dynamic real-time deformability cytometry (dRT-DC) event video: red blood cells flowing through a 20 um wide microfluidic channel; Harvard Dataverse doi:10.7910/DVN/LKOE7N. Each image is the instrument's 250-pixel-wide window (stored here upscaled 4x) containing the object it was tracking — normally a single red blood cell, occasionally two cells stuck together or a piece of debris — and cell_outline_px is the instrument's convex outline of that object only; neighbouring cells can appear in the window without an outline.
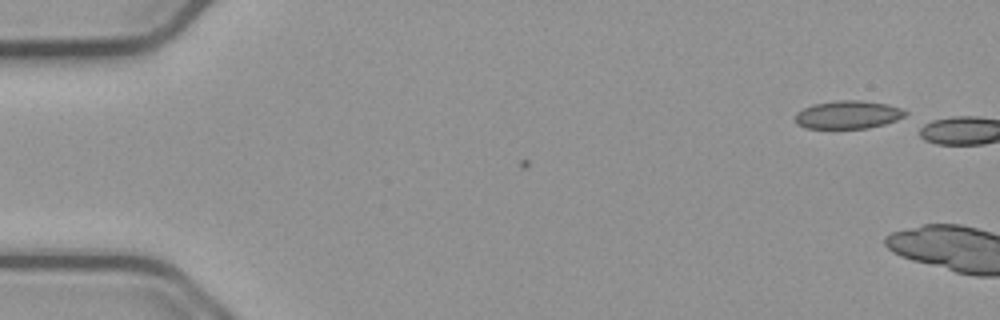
{"species": "common noctule bat (a hibernating species)", "species_latin": "Nyctalus noctula", "temperature_condition": "cold", "stored_images_in_passage": 8, "camera_frame_rate_fps": 3000, "um_per_image_px": 0.085, "animal": {"sex": "male", "body_mass_g": 23.1, "forearm_length_mm": 52.7}, "frame": {"image": 1, "passage_image": 8, "time_ms": 2.333, "image_size_px": [1000, 320], "cell_outline_px": [[908, 112], [904, 116], [896, 120], [884, 124], [868, 128], [804, 128], [796, 124], [796, 112], [812, 104], [840, 100], [860, 100], [884, 104], [900, 108]], "centroid_in_image_um": [72.05, 9.75], "position_along_channel_um": 13.0, "area_um2": 17.86}}